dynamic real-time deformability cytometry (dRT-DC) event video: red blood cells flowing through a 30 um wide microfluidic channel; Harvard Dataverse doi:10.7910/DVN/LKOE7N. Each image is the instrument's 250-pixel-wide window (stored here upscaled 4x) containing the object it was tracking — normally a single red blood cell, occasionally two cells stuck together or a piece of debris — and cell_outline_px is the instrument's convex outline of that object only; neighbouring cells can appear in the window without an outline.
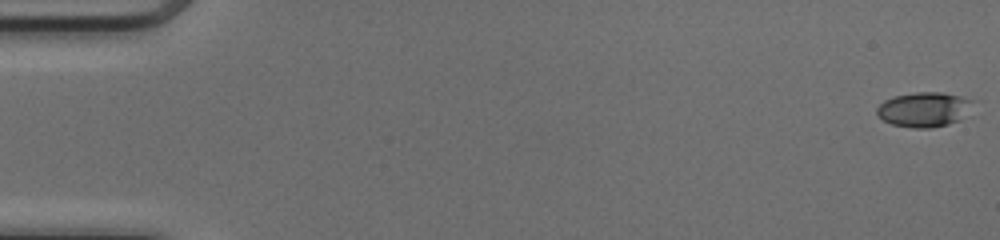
{"species": "common noctule bat (a hibernating species)", "species_latin": "Nyctalus noctula", "temperature_condition": "cold", "stored_images_in_passage": 51, "camera_frame_rate_fps": 3000, "um_per_image_px": 0.085, "animal": {"sex": "female", "body_mass_g": 17.0, "forearm_length_mm": 48.0}, "frame": {"image": 1, "passage_image": 1, "time_ms": 0.0, "image_size_px": [1000, 240], "cell_outline_px": [[972, 100], [960, 120], [948, 124], [932, 128], [912, 128], [892, 124], [884, 120], [876, 112], [876, 108], [884, 100], [892, 96], [916, 92], [944, 92], [960, 96]], "centroid_in_image_um": [78.48, 9.3], "position_along_channel_um": 6.5, "area_um2": 19.19}}
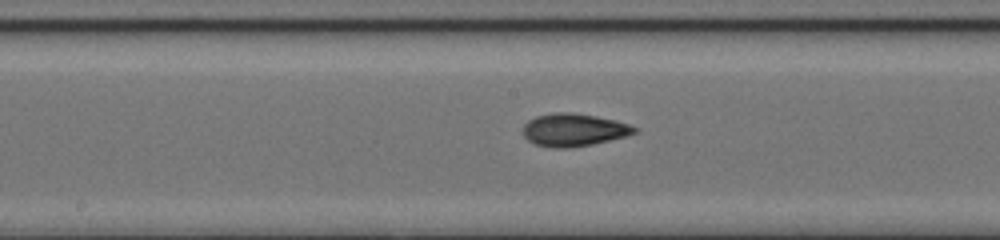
{"frame": {"image": 2, "passage_image": 27, "time_ms": 8.667, "image_size_px": [1000, 240], "cell_outline_px": [[640, 128], [636, 132], [624, 136], [592, 144], [568, 148], [552, 148], [536, 144], [528, 140], [524, 136], [524, 124], [528, 120], [536, 116], [552, 112], [572, 112], [596, 116], [628, 124]], "centroid_in_image_um": [48.74, 11.03], "position_along_channel_um": 199.5, "area_um2": 21.1}}
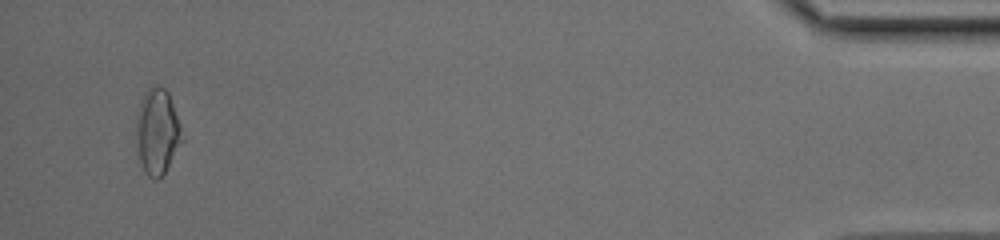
{"frame": {"image": 3, "passage_image": 49, "time_ms": 16.0, "image_size_px": [1000, 240], "cell_outline_px": [[184, 140], [164, 172], [156, 180], [152, 180], [148, 176], [140, 160], [136, 140], [136, 116], [144, 92], [152, 84], [156, 84], [164, 88], [168, 92], [180, 124], [184, 136]], "centroid_in_image_um": [13.38, 11.15], "position_along_channel_um": 421.8, "area_um2": 22.89}, "authors_computed_cell_mechanics": {"area_um2": 19.8832, "velocity_mm_per_s": 4.1536, "shape_relaxation_time_tau1_ms": 7.5414, "shape_relaxation_time_tau2_ms": 2.2138, "deformation_change_tau1": 0.2181, "deformation_change_tau2": 0.0813}}